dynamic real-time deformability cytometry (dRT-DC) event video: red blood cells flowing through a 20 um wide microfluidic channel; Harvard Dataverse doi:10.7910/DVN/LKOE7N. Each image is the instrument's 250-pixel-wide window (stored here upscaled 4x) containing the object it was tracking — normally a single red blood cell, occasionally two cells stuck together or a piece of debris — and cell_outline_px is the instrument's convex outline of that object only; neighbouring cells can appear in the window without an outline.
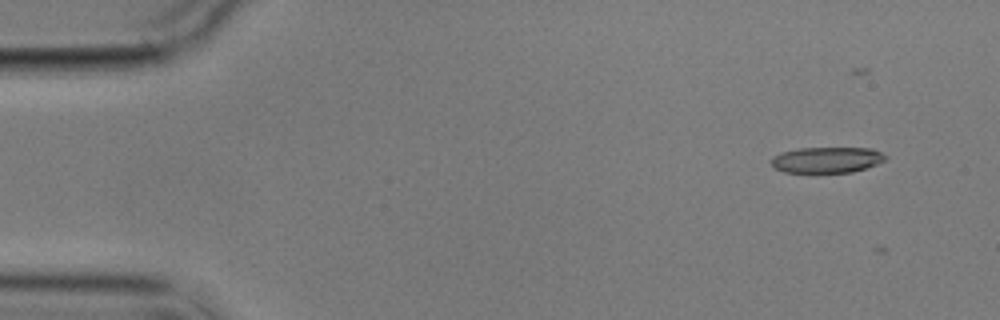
{"species": "common noctule bat (a hibernating species)", "species_latin": "Nyctalus noctula", "temperature_condition": "cold", "stored_images_in_passage": 6, "segment_of_instrument_passage": [1, 2], "camera_frame_rate_fps": 3000, "um_per_image_px": 0.085, "animal": {"sex": "male", "body_mass_g": 17.9}, "frame": {"image": 1, "passage_image": 2, "time_ms": 1.333, "image_size_px": [1000, 320], "cell_outline_px": [[888, 156], [884, 160], [876, 164], [852, 172], [784, 172], [776, 168], [768, 160], [772, 156], [780, 152], [800, 148], [872, 148]], "centroid_in_image_um": [70.24, 13.58], "position_along_channel_um": 14.8, "area_um2": 17.17}}